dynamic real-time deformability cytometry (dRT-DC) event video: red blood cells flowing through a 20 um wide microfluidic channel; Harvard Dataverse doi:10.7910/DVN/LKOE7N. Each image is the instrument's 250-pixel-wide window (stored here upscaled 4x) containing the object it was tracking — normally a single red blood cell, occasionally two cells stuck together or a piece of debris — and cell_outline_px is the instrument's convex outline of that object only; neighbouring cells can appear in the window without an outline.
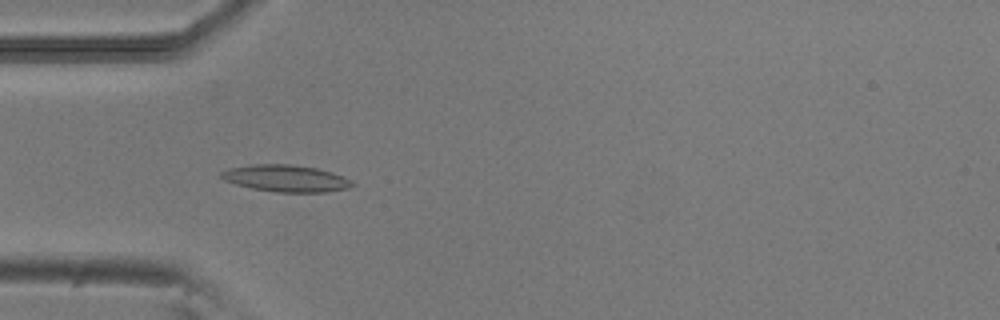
{"species": "common noctule bat (a hibernating species)", "species_latin": "Nyctalus noctula", "temperature_condition": "room temperature", "stored_images_in_passage": 6, "camera_frame_rate_fps": 3000, "um_per_image_px": 0.085, "animal": {"sex": "male", "body_mass_g": 20.5, "forearm_length_mm": 52.5}, "frame": {"image": 1, "passage_image": 5, "time_ms": 1.333, "image_size_px": [1000, 320], "cell_outline_px": [[356, 184], [348, 188], [324, 192], [276, 192], [252, 188], [236, 184], [224, 180], [220, 176], [220, 172], [228, 168], [252, 164], [292, 164], [316, 168], [332, 172], [352, 180]], "centroid_in_image_um": [24.3, 15.15], "position_along_channel_um": 60.7, "area_um2": 20.52}}
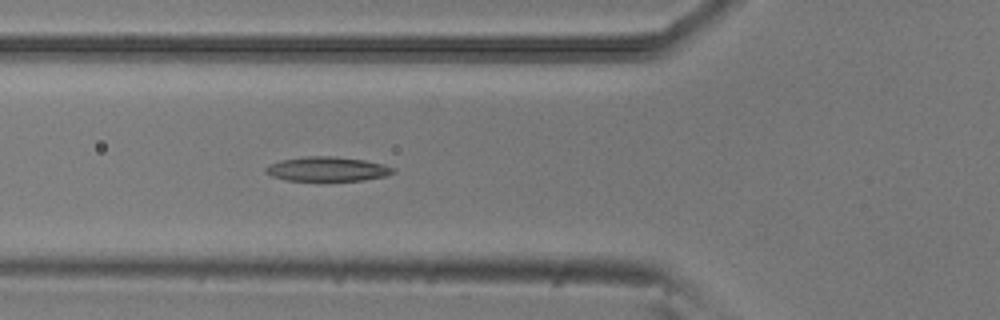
{"frame": {"image": 2, "passage_image": 6, "time_ms": 1.667, "image_size_px": [1000, 320], "cell_outline_px": [[396, 172], [388, 176], [364, 180], [288, 180], [272, 176], [264, 172], [264, 168], [268, 164], [280, 160], [304, 156], [332, 156], [364, 160], [384, 164], [396, 168]], "centroid_in_image_um": [27.84, 14.36], "position_along_channel_um": 98.0, "area_um2": 18.26}}